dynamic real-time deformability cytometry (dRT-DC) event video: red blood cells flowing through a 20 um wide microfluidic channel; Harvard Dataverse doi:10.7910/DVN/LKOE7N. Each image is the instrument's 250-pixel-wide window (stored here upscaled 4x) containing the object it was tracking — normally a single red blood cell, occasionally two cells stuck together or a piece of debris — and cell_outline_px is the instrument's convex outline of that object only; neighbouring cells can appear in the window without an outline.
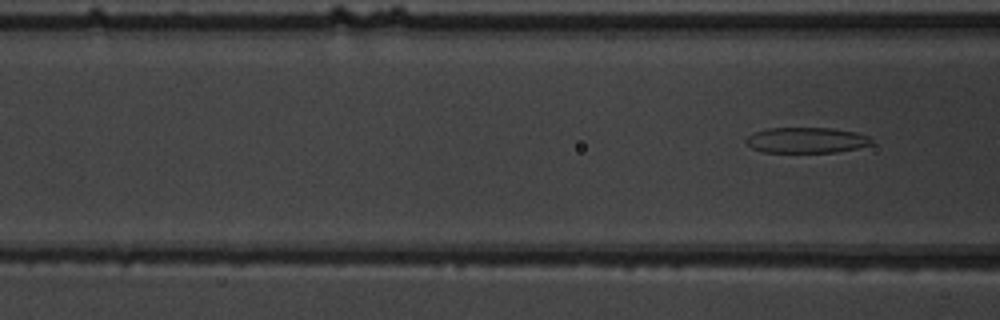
{"species": "common noctule bat (a hibernating species)", "species_latin": "Nyctalus noctula", "temperature_condition": "warm", "stored_images_in_passage": 8, "camera_frame_rate_fps": 3000, "um_per_image_px": 0.085, "animal": {"sex": "male", "body_mass_g": 19.5, "forearm_length_mm": 54.6}, "frame": {"image": 1, "passage_image": 8, "time_ms": 9.0, "image_size_px": [1000, 320], "cell_outline_px": [[872, 144], [856, 148], [836, 152], [764, 152], [752, 148], [744, 140], [748, 136], [756, 132], [768, 128], [832, 128], [856, 132], [868, 136], [872, 140]], "centroid_in_image_um": [68.55, 11.91], "position_along_channel_um": 98.1, "area_um2": 18.61}}